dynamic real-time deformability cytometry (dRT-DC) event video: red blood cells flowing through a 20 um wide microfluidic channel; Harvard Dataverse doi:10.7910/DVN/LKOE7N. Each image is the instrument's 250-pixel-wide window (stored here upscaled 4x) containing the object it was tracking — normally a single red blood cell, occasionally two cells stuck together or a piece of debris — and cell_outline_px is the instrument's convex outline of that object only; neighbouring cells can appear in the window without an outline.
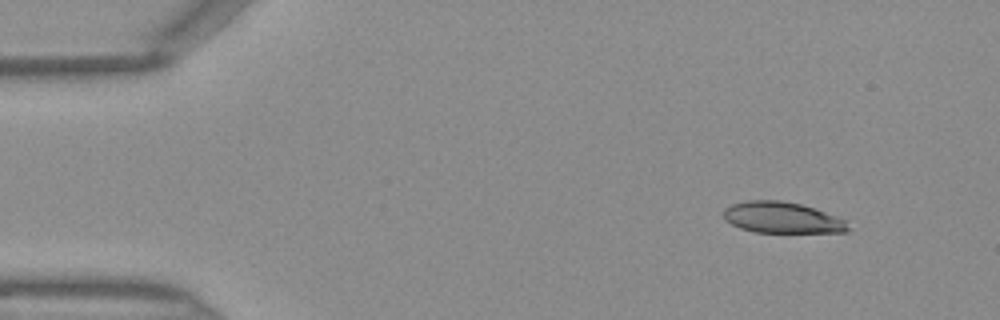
{"species": "Egyptian fruit bat (a non-hibernating species)", "species_latin": "Rousettus aegyptiacus", "temperature_condition": "warm", "stored_images_in_passage": 42, "camera_frame_rate_fps": 3000, "um_per_image_px": 0.085, "frame": {"image": 1, "passage_image": 1, "time_ms": 0.0, "image_size_px": [1000, 320], "cell_outline_px": [[852, 228], [848, 232], [756, 232], [740, 228], [724, 220], [724, 208], [732, 204], [748, 200], [780, 200], [800, 204], [836, 216], [844, 220]], "centroid_in_image_um": [66.47, 18.5], "position_along_channel_um": 18.5, "area_um2": 22.48}}
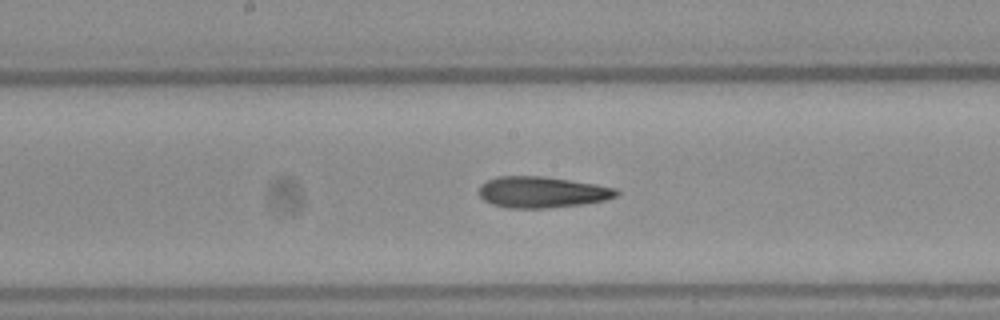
{"frame": {"image": 2, "passage_image": 20, "time_ms": 6.333, "image_size_px": [1000, 320], "cell_outline_px": [[620, 192], [616, 196], [604, 200], [584, 204], [548, 208], [508, 208], [492, 204], [484, 200], [480, 196], [480, 184], [496, 176], [544, 176], [596, 184], [616, 188]], "centroid_in_image_um": [46.07, 16.33], "position_along_channel_um": 202.1, "area_um2": 25.03}}
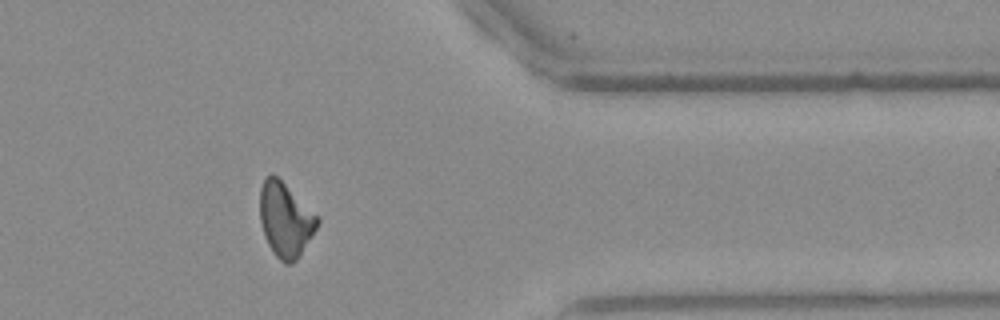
{"frame": {"image": 3, "passage_image": 34, "time_ms": 11.0, "image_size_px": [1000, 320], "cell_outline_px": [[320, 220], [316, 228], [296, 260], [292, 264], [284, 264], [272, 252], [264, 236], [260, 220], [260, 188], [264, 180], [272, 172], [320, 216]], "centroid_in_image_um": [24.25, 18.67], "position_along_channel_um": 387.1, "area_um2": 24.85}}